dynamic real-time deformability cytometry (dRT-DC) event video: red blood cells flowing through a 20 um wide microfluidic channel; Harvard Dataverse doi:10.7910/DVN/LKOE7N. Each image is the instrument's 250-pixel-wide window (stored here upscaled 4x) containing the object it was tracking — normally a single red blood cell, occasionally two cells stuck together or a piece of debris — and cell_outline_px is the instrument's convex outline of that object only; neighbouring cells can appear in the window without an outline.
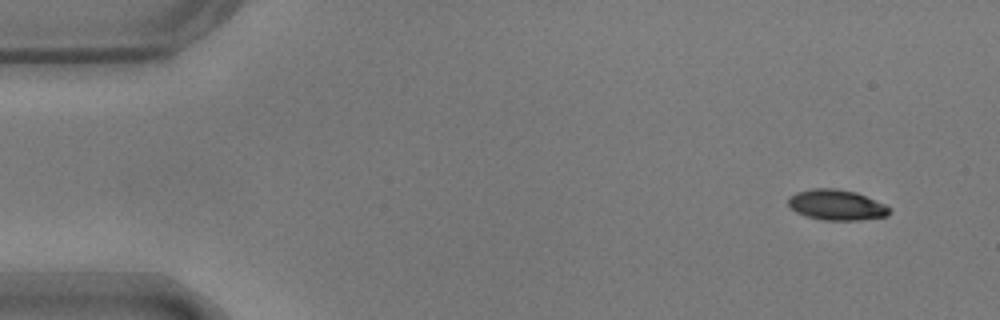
{"species": "common noctule bat (a hibernating species)", "species_latin": "Nyctalus noctula", "temperature_condition": "warm", "stored_images_in_passage": 10, "camera_frame_rate_fps": 3000, "um_per_image_px": 0.085, "animal": {"sex": "male", "body_mass_g": 17.9}, "frame": {"image": 1, "passage_image": 1, "time_ms": 0.0, "image_size_px": [1000, 320], "cell_outline_px": [[892, 212], [888, 216], [860, 220], [824, 220], [808, 216], [796, 212], [788, 204], [788, 196], [796, 192], [812, 188], [836, 188], [856, 192], [884, 204], [892, 208]], "centroid_in_image_um": [71.13, 17.41], "position_along_channel_um": 13.9, "area_um2": 18.09}}